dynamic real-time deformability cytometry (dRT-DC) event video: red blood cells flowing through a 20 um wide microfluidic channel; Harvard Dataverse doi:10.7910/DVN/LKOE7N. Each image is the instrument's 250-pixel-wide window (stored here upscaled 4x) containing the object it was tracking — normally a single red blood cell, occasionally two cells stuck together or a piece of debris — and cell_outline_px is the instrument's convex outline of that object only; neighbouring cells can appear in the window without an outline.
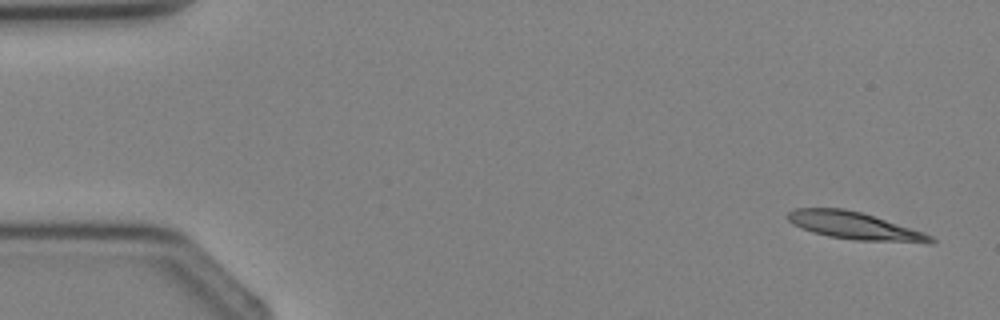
{"species": "Egyptian fruit bat (a non-hibernating species)", "species_latin": "Rousettus aegyptiacus", "temperature_condition": "cold", "stored_images_in_passage": 3, "camera_frame_rate_fps": 3000, "um_per_image_px": 0.085, "animal": {"sex": "female"}, "frame": {"image": 1, "passage_image": 1, "time_ms": 0.0, "image_size_px": [1000, 320], "cell_outline_px": [[936, 240], [932, 244], [856, 240], [828, 236], [792, 224], [788, 220], [788, 212], [796, 208], [844, 208], [860, 212], [924, 232], [932, 236]], "centroid_in_image_um": [72.71, 19.21], "position_along_channel_um": 12.3, "area_um2": 22.66}}